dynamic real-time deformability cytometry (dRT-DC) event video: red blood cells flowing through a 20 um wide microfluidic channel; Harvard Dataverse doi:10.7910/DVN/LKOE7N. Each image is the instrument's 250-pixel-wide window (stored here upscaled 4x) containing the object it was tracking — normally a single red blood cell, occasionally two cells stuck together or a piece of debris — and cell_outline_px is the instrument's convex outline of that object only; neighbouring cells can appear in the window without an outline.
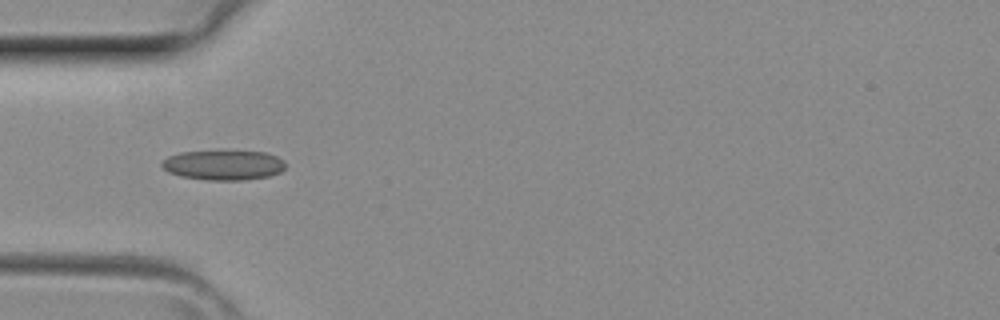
{"species": "common noctule bat (a hibernating species)", "species_latin": "Nyctalus noctula", "temperature_condition": "room temperature", "stored_images_in_passage": 2, "camera_frame_rate_fps": 3000, "um_per_image_px": 0.085, "animal": {"sex": "female", "body_mass_g": 29.2, "forearm_length_mm": 56.3}, "frame": {"image": 1, "passage_image": 1, "time_ms": 0.0, "image_size_px": [1000, 320], "cell_outline_px": [[284, 168], [280, 172], [268, 176], [244, 180], [208, 180], [180, 176], [168, 172], [160, 164], [168, 156], [180, 152], [264, 152], [276, 156], [284, 160]], "centroid_in_image_um": [18.98, 14.04], "position_along_channel_um": 66.0, "area_um2": 21.15}}
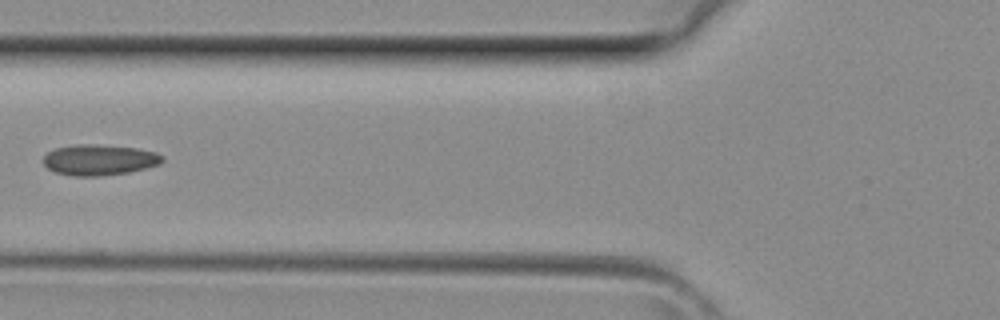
{"frame": {"image": 2, "passage_image": 2, "time_ms": 0.333, "image_size_px": [1000, 320], "cell_outline_px": [[164, 160], [160, 164], [128, 172], [100, 176], [72, 176], [52, 172], [44, 164], [44, 156], [48, 152], [56, 148], [76, 144], [92, 144], [136, 148], [156, 152], [164, 156]], "centroid_in_image_um": [8.43, 13.59], "position_along_channel_um": 117.4, "area_um2": 21.33}}